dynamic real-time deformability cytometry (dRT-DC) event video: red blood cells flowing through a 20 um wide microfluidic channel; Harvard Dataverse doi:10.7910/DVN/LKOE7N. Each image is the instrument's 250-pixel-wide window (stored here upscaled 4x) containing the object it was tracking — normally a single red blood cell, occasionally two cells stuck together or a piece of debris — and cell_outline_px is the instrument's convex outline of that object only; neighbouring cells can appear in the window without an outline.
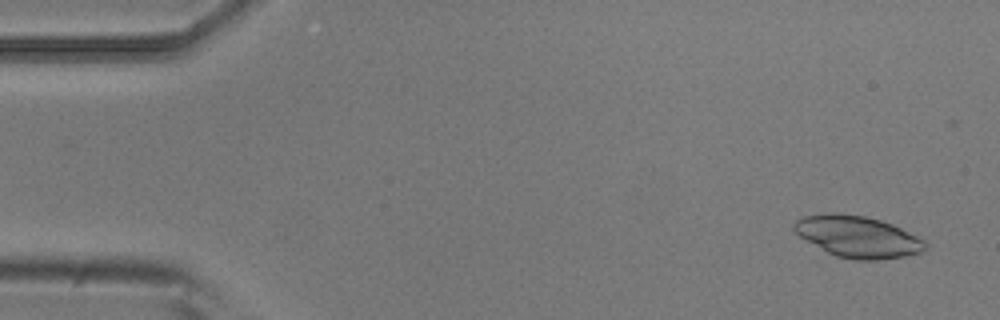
{"species": "common noctule bat (a hibernating species)", "species_latin": "Nyctalus noctula", "temperature_condition": "room temperature", "stored_images_in_passage": 5, "camera_frame_rate_fps": 3000, "um_per_image_px": 0.085, "animal": {"sex": "male", "body_mass_g": 20.5, "forearm_length_mm": 52.5}, "frame": {"image": 1, "passage_image": 1, "time_ms": 0.0, "image_size_px": [1000, 320], "cell_outline_px": [[928, 244], [924, 252], [904, 256], [880, 260], [856, 260], [836, 256], [828, 252], [800, 236], [792, 228], [792, 224], [796, 220], [804, 216], [828, 212], [840, 212], [864, 216], [880, 220], [892, 224], [924, 240]], "centroid_in_image_um": [72.91, 20.11], "position_along_channel_um": 12.1, "area_um2": 31.73}}